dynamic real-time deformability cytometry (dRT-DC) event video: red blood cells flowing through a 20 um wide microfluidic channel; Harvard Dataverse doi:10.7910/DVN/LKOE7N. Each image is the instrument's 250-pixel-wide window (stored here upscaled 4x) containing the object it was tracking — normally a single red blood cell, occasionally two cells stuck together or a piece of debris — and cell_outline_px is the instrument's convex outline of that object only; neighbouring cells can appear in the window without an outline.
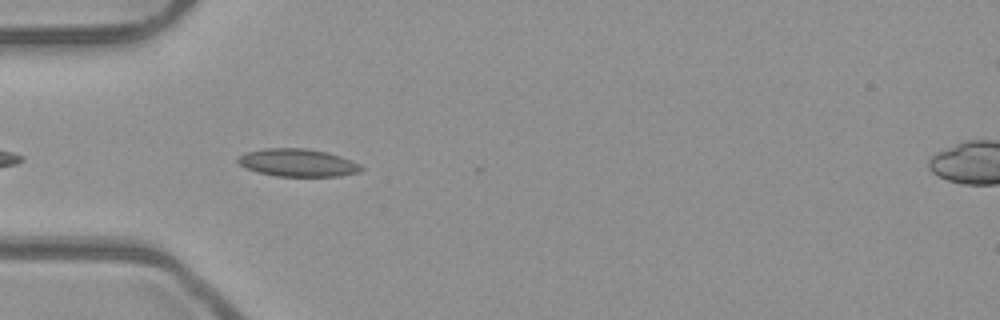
{"species": "common noctule bat (a hibernating species)", "species_latin": "Nyctalus noctula", "temperature_condition": "room temperature", "stored_images_in_passage": 4, "camera_frame_rate_fps": 3000, "um_per_image_px": 0.085, "animal": {"sex": "male", "body_mass_g": 23.1, "forearm_length_mm": 52.7}, "frame": {"image": 1, "passage_image": 1, "time_ms": 0.0, "image_size_px": [1000, 320], "cell_outline_px": [[364, 168], [360, 172], [340, 176], [276, 176], [256, 172], [244, 168], [236, 160], [236, 156], [244, 152], [264, 148], [308, 148], [328, 152], [352, 160], [360, 164]], "centroid_in_image_um": [25.27, 13.82], "position_along_channel_um": 59.7, "area_um2": 20.29}}